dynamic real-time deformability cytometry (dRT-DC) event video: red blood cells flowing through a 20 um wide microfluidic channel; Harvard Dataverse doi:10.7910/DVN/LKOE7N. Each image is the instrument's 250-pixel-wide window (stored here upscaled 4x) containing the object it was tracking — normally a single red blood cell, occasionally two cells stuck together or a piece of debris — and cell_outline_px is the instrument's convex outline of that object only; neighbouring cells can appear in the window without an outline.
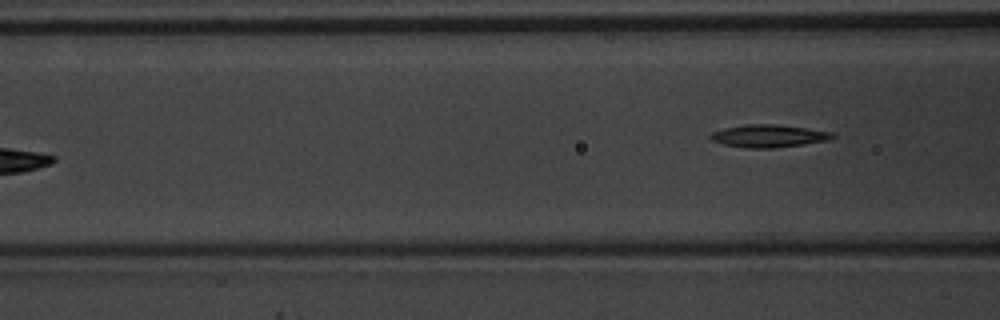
{"species": "common noctule bat (a hibernating species)", "species_latin": "Nyctalus noctula", "temperature_condition": "warm", "stored_images_in_passage": 7, "camera_frame_rate_fps": 3000, "um_per_image_px": 0.085, "animal": {"sex": "male", "body_mass_g": 20.1, "forearm_length_mm": 53.5}, "frame": {"image": 1, "passage_image": 7, "time_ms": 2.0, "image_size_px": [1000, 320], "cell_outline_px": [[836, 136], [828, 140], [804, 144], [772, 148], [744, 148], [724, 144], [712, 140], [708, 136], [712, 132], [724, 128], [748, 124], [776, 124], [832, 132]], "centroid_in_image_um": [65.31, 11.56], "position_along_channel_um": 101.3, "area_um2": 15.95}}